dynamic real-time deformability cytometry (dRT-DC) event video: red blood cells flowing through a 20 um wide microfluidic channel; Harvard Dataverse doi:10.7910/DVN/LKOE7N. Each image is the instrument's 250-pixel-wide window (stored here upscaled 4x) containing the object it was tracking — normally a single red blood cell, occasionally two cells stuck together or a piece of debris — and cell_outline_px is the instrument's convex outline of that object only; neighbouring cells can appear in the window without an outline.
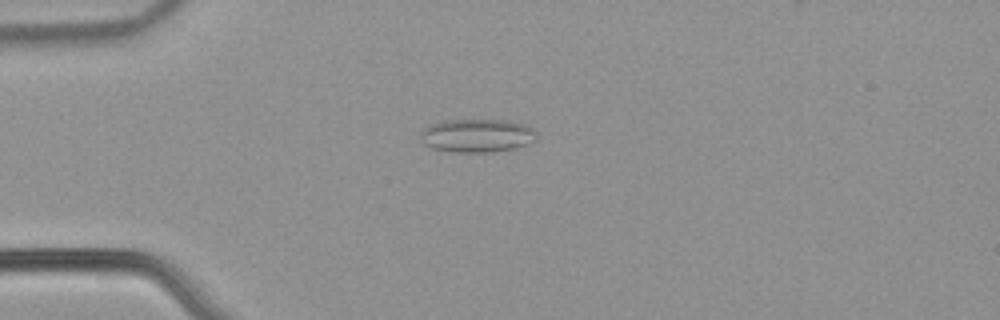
{"species": "common noctule bat (a hibernating species)", "species_latin": "Nyctalus noctula", "temperature_condition": "warm", "stored_images_in_passage": 41, "camera_frame_rate_fps": 3000, "um_per_image_px": 0.085, "animal": {"sex": "male", "body_mass_g": 21.5, "forearm_length_mm": 52.0}, "frame": {"image": 1, "passage_image": 3, "time_ms": 0.667, "image_size_px": [1000, 320], "cell_outline_px": [[536, 140], [528, 144], [516, 148], [492, 152], [448, 152], [432, 148], [424, 144], [420, 136], [420, 132], [424, 128], [432, 124], [444, 120], [508, 120], [524, 124], [532, 128], [536, 132]], "centroid_in_image_um": [40.55, 11.53], "position_along_channel_um": 44.4, "area_um2": 22.77}}
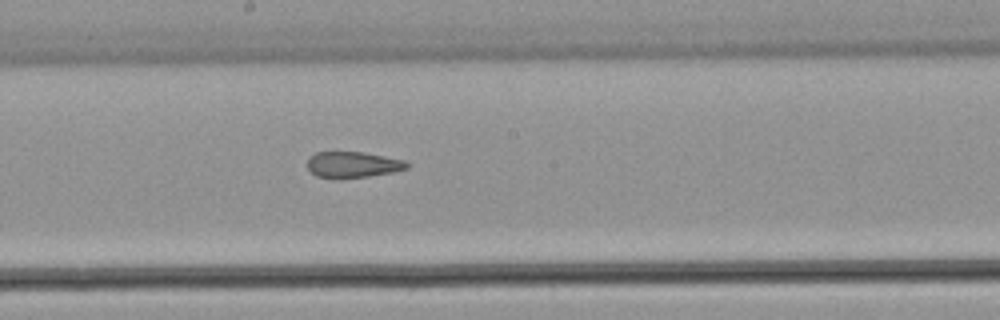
{"frame": {"image": 2, "passage_image": 18, "time_ms": 5.667, "image_size_px": [1000, 320], "cell_outline_px": [[408, 168], [392, 172], [368, 176], [340, 180], [316, 176], [308, 168], [308, 156], [316, 152], [364, 152], [404, 160], [408, 164]], "centroid_in_image_um": [29.95, 14.01], "position_along_channel_um": 218.3, "area_um2": 15.26}}
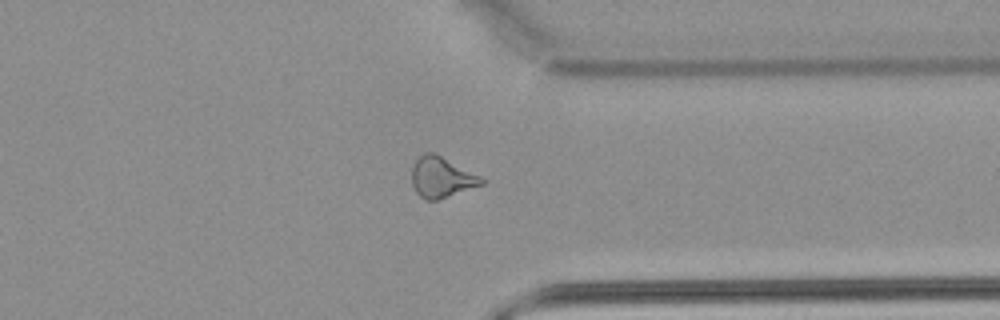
{"frame": {"image": 3, "passage_image": 30, "time_ms": 9.667, "image_size_px": [1000, 320], "cell_outline_px": [[488, 180], [484, 184], [436, 200], [428, 200], [420, 196], [416, 192], [412, 184], [412, 168], [416, 160], [424, 152], [436, 152]], "centroid_in_image_um": [37.55, 15.04], "position_along_channel_um": 373.8, "area_um2": 16.59}, "authors_computed_cell_mechanics": {"area_um2": 16.5308, "velocity_mm_per_s": 3.9396, "shape_relaxation_time_tau1_ms": null, "shape_relaxation_time_tau2_ms": 2.9002, "deformation_change_tau1": null, "deformation_change_tau2": 0.1222}}